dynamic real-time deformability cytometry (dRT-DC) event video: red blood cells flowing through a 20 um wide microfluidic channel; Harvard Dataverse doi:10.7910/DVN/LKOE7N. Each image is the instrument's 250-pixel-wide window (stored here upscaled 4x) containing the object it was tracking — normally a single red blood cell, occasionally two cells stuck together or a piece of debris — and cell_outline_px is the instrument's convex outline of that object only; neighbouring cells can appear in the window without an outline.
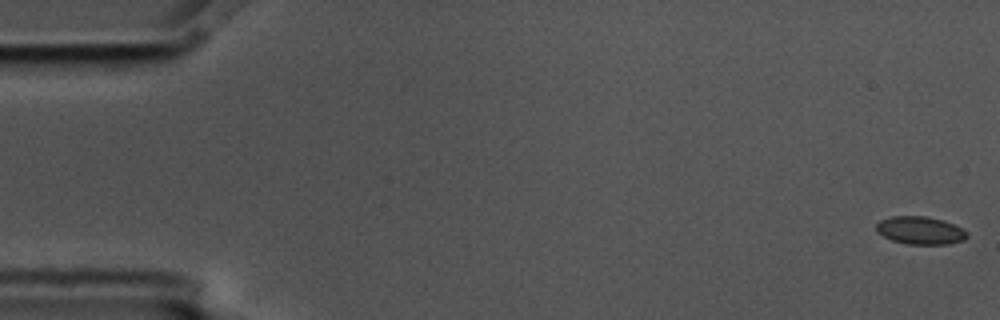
{"species": "common noctule bat (a hibernating species)", "species_latin": "Nyctalus noctula", "temperature_condition": "cold", "stored_images_in_passage": 6, "camera_frame_rate_fps": 3000, "um_per_image_px": 0.085, "animal": {"sex": "male", "body_mass_g": 17.5, "forearm_length_mm": 52.3}, "frame": {"image": 1, "passage_image": 1, "time_ms": 0.0, "image_size_px": [1000, 320], "cell_outline_px": [[968, 236], [964, 240], [948, 244], [908, 244], [892, 240], [876, 232], [876, 224], [880, 220], [892, 216], [924, 216], [944, 220], [968, 232]], "centroid_in_image_um": [78.21, 19.58], "position_along_channel_um": 6.8, "area_um2": 14.68}}
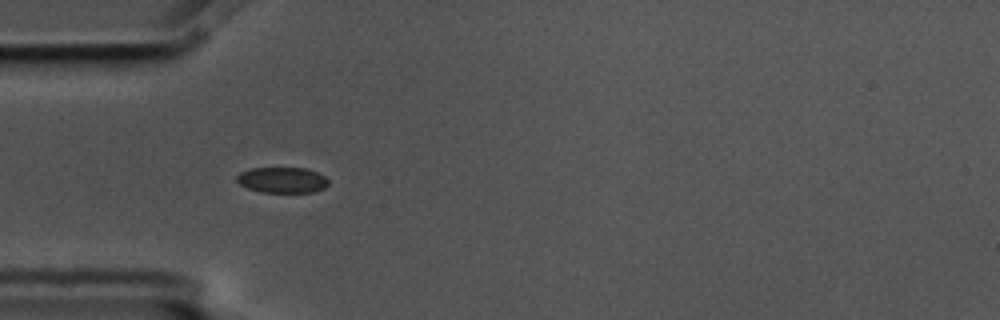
{"frame": {"image": 2, "passage_image": 5, "time_ms": 1.333, "image_size_px": [1000, 320], "cell_outline_px": [[328, 184], [324, 188], [316, 192], [260, 192], [248, 188], [240, 184], [236, 180], [236, 176], [240, 172], [252, 168], [304, 168], [316, 172], [324, 176], [328, 180]], "centroid_in_image_um": [23.98, 15.3], "position_along_channel_um": 61.0, "area_um2": 13.7}}